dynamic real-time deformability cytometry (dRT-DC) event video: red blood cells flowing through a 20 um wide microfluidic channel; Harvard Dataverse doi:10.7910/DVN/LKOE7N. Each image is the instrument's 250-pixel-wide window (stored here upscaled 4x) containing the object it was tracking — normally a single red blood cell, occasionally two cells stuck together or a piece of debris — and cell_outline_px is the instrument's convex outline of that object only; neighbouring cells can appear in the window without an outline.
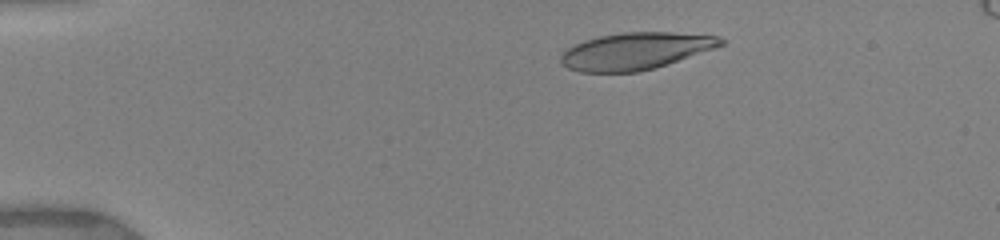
{"species": "human", "species_latin": "Homo sapiens", "temperature_condition": "warm", "stored_images_in_passage": 38, "camera_frame_rate_fps": 3000, "um_per_image_px": 0.085, "donor": {"sex": "female"}, "frame": {"image": 1, "passage_image": 7, "time_ms": 2.667, "image_size_px": [1000, 240], "cell_outline_px": [[724, 44], [716, 48], [640, 72], [580, 72], [568, 68], [560, 64], [560, 56], [568, 48], [584, 40], [600, 36], [624, 32], [672, 32], [720, 36], [724, 40]], "centroid_in_image_um": [54.01, 4.34], "position_along_channel_um": 31.0, "area_um2": 34.33}}
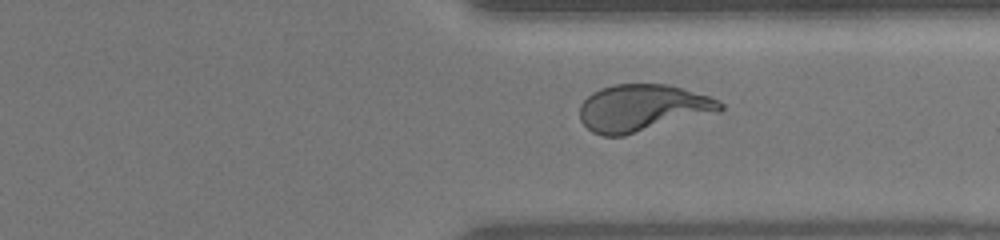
{"frame": {"image": 2, "passage_image": 29, "time_ms": 12.667, "image_size_px": [1000, 240], "cell_outline_px": [[724, 108], [720, 112], [624, 136], [604, 136], [592, 132], [580, 120], [580, 104], [592, 92], [600, 88], [616, 84], [668, 84], [708, 96], [724, 104]], "centroid_in_image_um": [54.61, 9.19], "position_along_channel_um": 356.8, "area_um2": 38.61}}
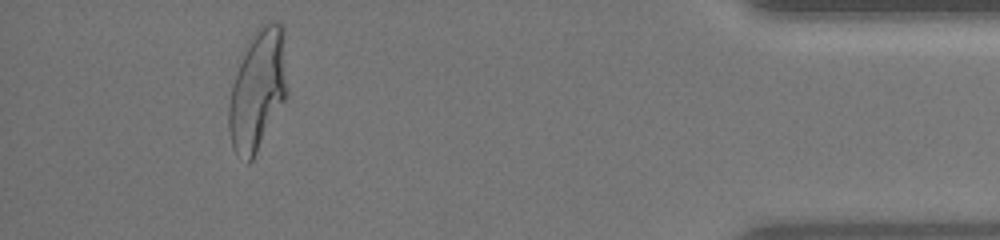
{"frame": {"image": 3, "passage_image": 35, "time_ms": 15.333, "image_size_px": [1000, 240], "cell_outline_px": [[288, 96], [252, 160], [248, 164], [232, 148], [228, 128], [228, 108], [232, 84], [240, 64], [260, 24], [272, 20], [284, 24], [288, 88]], "centroid_in_image_um": [21.96, 7.65], "position_along_channel_um": 413.2, "area_um2": 41.15}, "authors_computed_cell_mechanics": {"area_um2": 37.8012, "velocity_mm_per_s": 3.964, "shape_relaxation_time_tau1_ms": 5.1967, "shape_relaxation_time_tau2_ms": 0.8675, "deformation_change_tau1": 0.2714, "deformation_change_tau2": 0.0821}}